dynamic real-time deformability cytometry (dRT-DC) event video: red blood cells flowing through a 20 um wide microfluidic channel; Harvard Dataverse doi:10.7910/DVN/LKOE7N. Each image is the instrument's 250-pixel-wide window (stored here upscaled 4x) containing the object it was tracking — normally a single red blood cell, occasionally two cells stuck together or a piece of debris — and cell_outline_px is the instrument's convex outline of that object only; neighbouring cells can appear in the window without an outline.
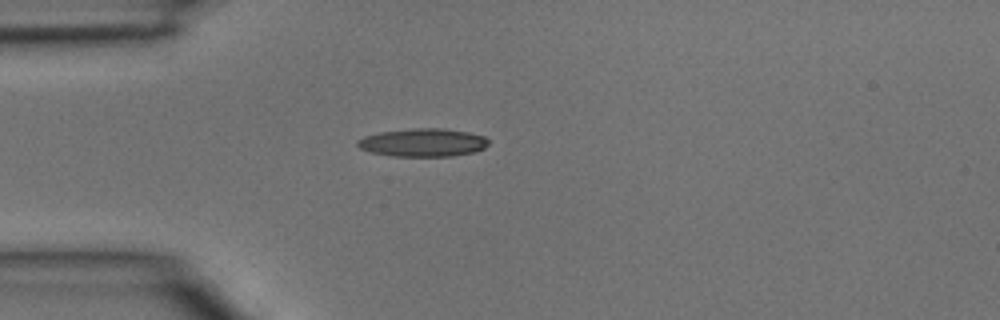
{"species": "common noctule bat (a hibernating species)", "species_latin": "Nyctalus noctula", "temperature_condition": "room temperature", "stored_images_in_passage": 1, "camera_frame_rate_fps": 3000, "um_per_image_px": 0.085, "animal": {"sex": "male", "body_mass_g": 15.6}, "frame": {"image": 1, "passage_image": 1, "time_ms": 0.0, "image_size_px": [1000, 320], "cell_outline_px": [[488, 144], [484, 148], [472, 152], [452, 156], [392, 156], [372, 152], [360, 148], [356, 144], [356, 140], [364, 136], [380, 132], [412, 128], [440, 128], [468, 132], [484, 136], [488, 140]], "centroid_in_image_um": [35.93, 12.11], "position_along_channel_um": 49.1, "area_um2": 21.39}}